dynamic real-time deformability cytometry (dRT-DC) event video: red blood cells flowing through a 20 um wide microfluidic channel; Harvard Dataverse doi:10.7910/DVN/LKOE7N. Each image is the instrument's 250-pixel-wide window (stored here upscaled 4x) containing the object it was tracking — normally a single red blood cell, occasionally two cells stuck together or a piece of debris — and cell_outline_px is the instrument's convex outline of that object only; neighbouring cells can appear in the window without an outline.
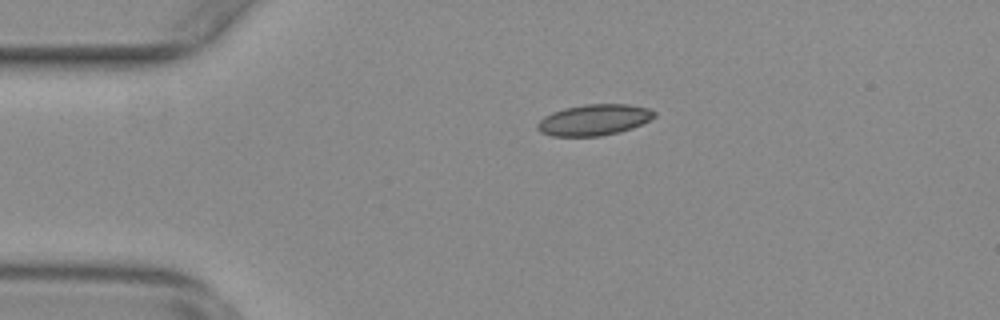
{"species": "common noctule bat (a hibernating species)", "species_latin": "Nyctalus noctula", "temperature_condition": "warm", "stored_images_in_passage": 55, "camera_frame_rate_fps": 3000, "um_per_image_px": 0.085, "animal": {"sex": "female", "body_mass_g": 29.2, "forearm_length_mm": 56.3}, "frame": {"image": 1, "passage_image": 12, "time_ms": 3.667, "image_size_px": [1000, 320], "cell_outline_px": [[656, 116], [632, 128], [620, 132], [600, 136], [552, 136], [540, 132], [536, 128], [536, 124], [544, 116], [552, 112], [564, 108], [584, 104], [628, 104], [648, 108], [656, 112]], "centroid_in_image_um": [50.47, 10.19], "position_along_channel_um": 34.5, "area_um2": 21.21}}
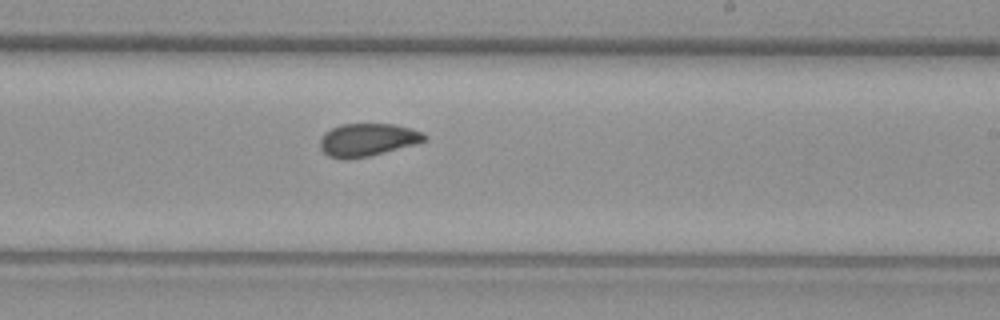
{"frame": {"image": 2, "passage_image": 33, "time_ms": 10.667, "image_size_px": [1000, 320], "cell_outline_px": [[428, 140], [416, 144], [368, 156], [348, 160], [344, 160], [328, 156], [320, 148], [320, 140], [324, 132], [340, 124], [396, 124], [420, 132], [428, 136]], "centroid_in_image_um": [31.22, 11.89], "position_along_channel_um": 257.8, "area_um2": 20.0}}
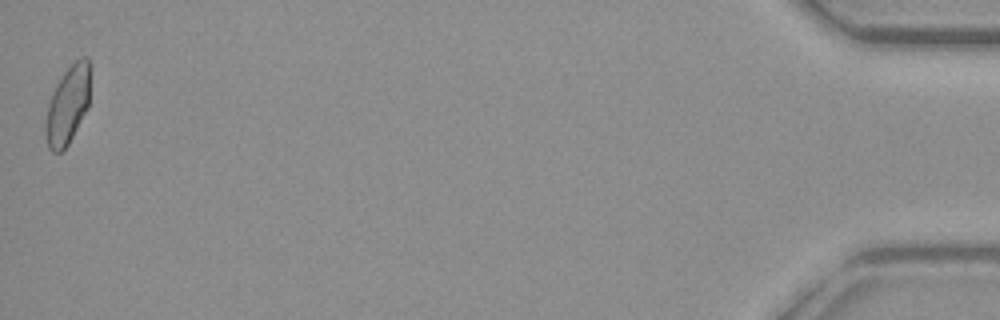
{"frame": {"image": 3, "passage_image": 55, "time_ms": 18.0, "image_size_px": [1000, 320], "cell_outline_px": [[88, 108], [68, 144], [60, 152], [52, 152], [48, 148], [44, 132], [48, 104], [52, 92], [56, 84], [64, 72], [80, 56], [84, 56], [88, 60]], "centroid_in_image_um": [5.72, 8.97], "position_along_channel_um": 429.5, "area_um2": 19.94}, "authors_computed_cell_mechanics": {"area_um2": 20.1722, "velocity_mm_per_s": 3.7523, "shape_relaxation_time_tau1_ms": 5.4788, "shape_relaxation_time_tau2_ms": 1.5344, "deformation_change_tau1": 0.1223, "deformation_change_tau2": 0.0502}}